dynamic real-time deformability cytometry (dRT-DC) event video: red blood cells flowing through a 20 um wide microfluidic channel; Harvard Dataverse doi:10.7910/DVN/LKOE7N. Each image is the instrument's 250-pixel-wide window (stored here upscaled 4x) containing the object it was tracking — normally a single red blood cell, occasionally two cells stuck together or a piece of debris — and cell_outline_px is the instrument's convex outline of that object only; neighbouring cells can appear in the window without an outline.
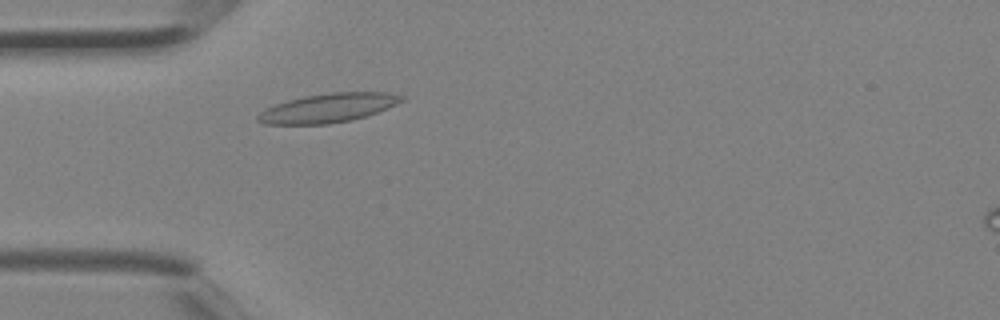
{"species": "Egyptian fruit bat (a non-hibernating species)", "species_latin": "Rousettus aegyptiacus", "temperature_condition": "room temperature", "stored_images_in_passage": 2, "camera_frame_rate_fps": 3000, "um_per_image_px": 0.085, "animal": {"sex": "female"}, "frame": {"image": 1, "passage_image": 2, "time_ms": 0.333, "image_size_px": [1000, 320], "cell_outline_px": [[404, 100], [396, 104], [376, 112], [352, 120], [328, 124], [264, 124], [256, 120], [256, 116], [260, 112], [276, 104], [288, 100], [304, 96], [332, 92], [388, 92], [404, 96]], "centroid_in_image_um": [27.88, 9.17], "position_along_channel_um": 57.1, "area_um2": 24.1}}